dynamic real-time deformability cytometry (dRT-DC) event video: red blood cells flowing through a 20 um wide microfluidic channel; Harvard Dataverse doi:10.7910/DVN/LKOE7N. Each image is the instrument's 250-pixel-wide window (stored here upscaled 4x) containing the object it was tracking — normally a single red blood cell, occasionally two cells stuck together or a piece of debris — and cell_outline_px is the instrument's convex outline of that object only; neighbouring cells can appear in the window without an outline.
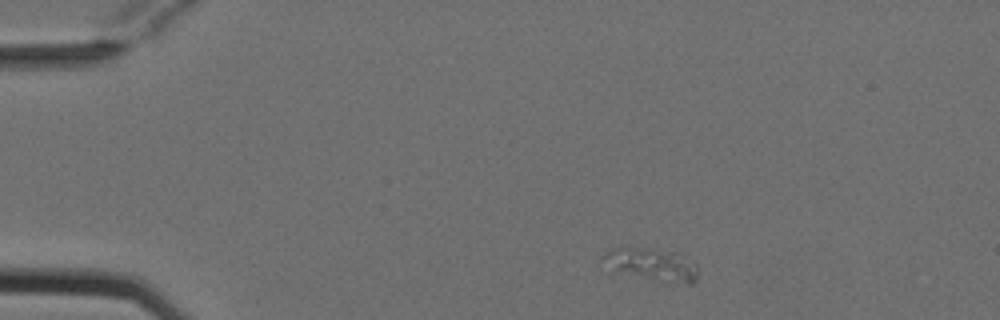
{"species": "Egyptian fruit bat (a non-hibernating species)", "species_latin": "Rousettus aegyptiacus", "temperature_condition": "cold", "stored_images_in_passage": 4, "camera_frame_rate_fps": 3000, "um_per_image_px": 0.085, "animal": {"sex": "female"}, "frame": {"image": 1, "passage_image": 1, "time_ms": 0.0, "image_size_px": [1000, 320], "cell_outline_px": [[696, 280], [692, 284], [664, 284], [608, 272], [600, 260], [600, 256], [604, 252], [620, 244], [676, 252], [696, 264]], "centroid_in_image_um": [55.22, 22.5], "position_along_channel_um": 29.8, "area_um2": 19.83}}
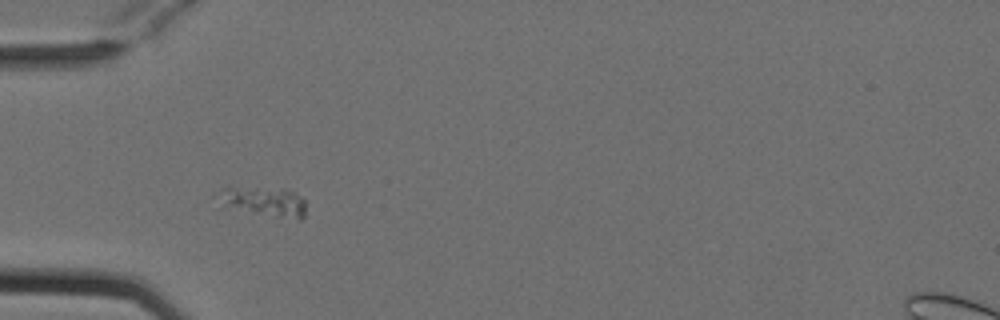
{"frame": {"image": 2, "passage_image": 3, "time_ms": 0.667, "image_size_px": [1000, 320], "cell_outline_px": [[304, 216], [300, 220], [220, 208], [212, 196], [224, 188], [284, 188], [296, 192], [304, 200]], "centroid_in_image_um": [22.31, 17.14], "position_along_channel_um": 62.7, "area_um2": 15.72}}
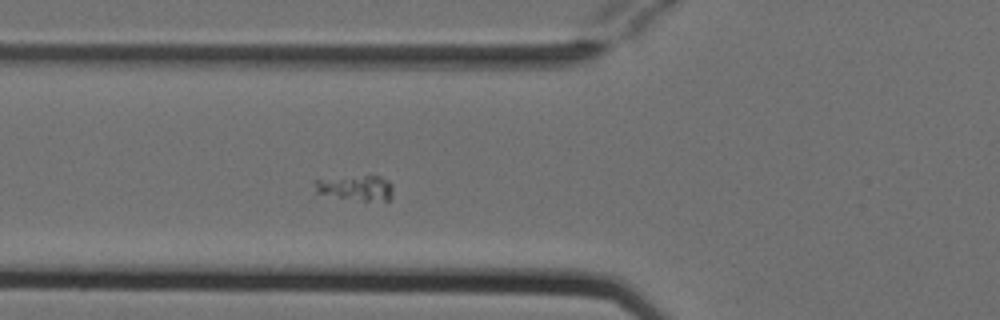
{"frame": {"image": 3, "passage_image": 4, "time_ms": 1.0, "image_size_px": [1000, 320], "cell_outline_px": [[392, 196], [388, 200], [360, 200], [316, 192], [312, 184], [312, 180], [364, 176], [380, 176], [388, 180], [392, 184]], "centroid_in_image_um": [30.26, 15.95], "position_along_channel_um": 95.5, "area_um2": 11.16}}